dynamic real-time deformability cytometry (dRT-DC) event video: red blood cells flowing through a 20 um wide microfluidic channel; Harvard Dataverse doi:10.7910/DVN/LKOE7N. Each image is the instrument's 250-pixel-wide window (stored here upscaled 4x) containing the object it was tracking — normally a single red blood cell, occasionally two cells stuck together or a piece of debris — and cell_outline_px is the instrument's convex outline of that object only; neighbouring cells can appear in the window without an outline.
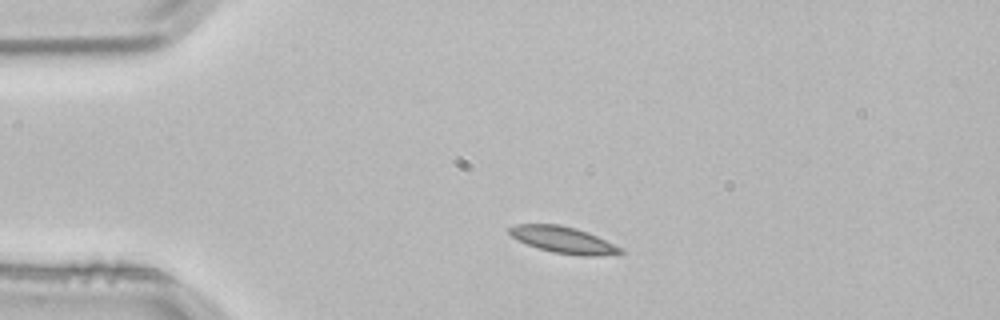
{"species": "common noctule bat (a hibernating species)", "species_latin": "Nyctalus noctula", "temperature_condition": "room temperature", "stored_images_in_passage": 2, "camera_frame_rate_fps": 3000, "um_per_image_px": 0.085, "animal": {"sex": "male", "body_mass_g": 21.5, "forearm_length_mm": 52.0}, "frame": {"image": 1, "passage_image": 1, "time_ms": 0.0, "image_size_px": [1000, 320], "cell_outline_px": [[624, 252], [596, 256], [580, 256], [552, 252], [536, 248], [512, 236], [508, 232], [508, 228], [516, 224], [560, 224], [576, 228], [588, 232], [624, 248]], "centroid_in_image_um": [47.9, 20.39], "position_along_channel_um": 37.1, "area_um2": 17.22}}